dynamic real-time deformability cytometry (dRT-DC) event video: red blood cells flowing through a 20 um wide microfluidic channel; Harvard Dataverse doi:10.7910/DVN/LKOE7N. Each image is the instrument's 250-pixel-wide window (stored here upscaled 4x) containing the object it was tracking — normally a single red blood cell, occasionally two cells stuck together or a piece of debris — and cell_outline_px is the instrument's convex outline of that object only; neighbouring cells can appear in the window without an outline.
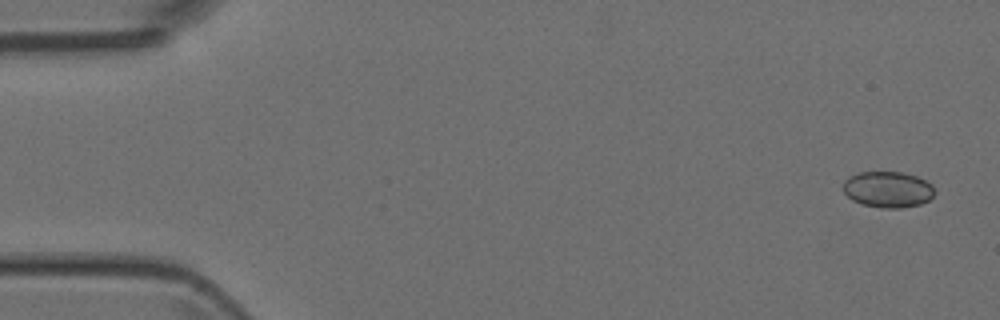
{"species": "Egyptian fruit bat (a non-hibernating species)", "species_latin": "Rousettus aegyptiacus", "temperature_condition": "room temperature", "stored_images_in_passage": 5, "camera_frame_rate_fps": 3000, "um_per_image_px": 0.085, "animal": {"sex": "female"}, "frame": {"image": 1, "passage_image": 1, "time_ms": 0.0, "image_size_px": [1000, 320], "cell_outline_px": [[936, 192], [928, 200], [920, 204], [900, 208], [880, 208], [864, 204], [852, 200], [844, 192], [844, 180], [848, 176], [860, 172], [900, 172], [916, 176], [932, 184]], "centroid_in_image_um": [75.47, 16.1], "position_along_channel_um": 9.5, "area_um2": 19.19}}
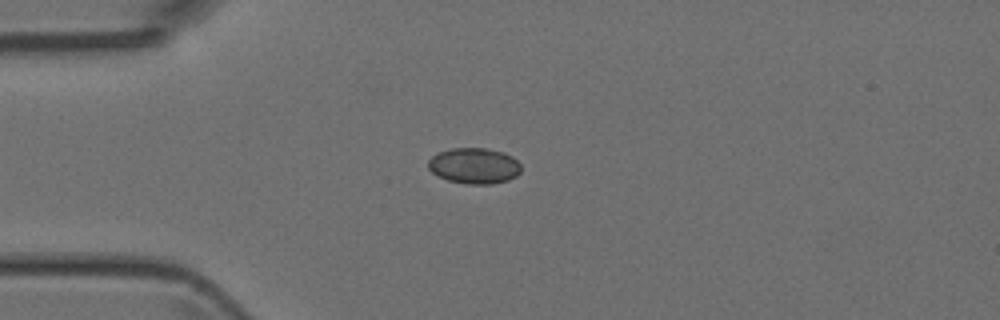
{"frame": {"image": 2, "passage_image": 4, "time_ms": 3.667, "image_size_px": [1000, 320], "cell_outline_px": [[520, 172], [516, 176], [508, 180], [492, 184], [464, 184], [448, 180], [432, 172], [428, 168], [428, 160], [436, 152], [452, 148], [488, 148], [504, 152], [512, 156], [520, 164]], "centroid_in_image_um": [40.3, 14.08], "position_along_channel_um": 44.7, "area_um2": 19.54}}